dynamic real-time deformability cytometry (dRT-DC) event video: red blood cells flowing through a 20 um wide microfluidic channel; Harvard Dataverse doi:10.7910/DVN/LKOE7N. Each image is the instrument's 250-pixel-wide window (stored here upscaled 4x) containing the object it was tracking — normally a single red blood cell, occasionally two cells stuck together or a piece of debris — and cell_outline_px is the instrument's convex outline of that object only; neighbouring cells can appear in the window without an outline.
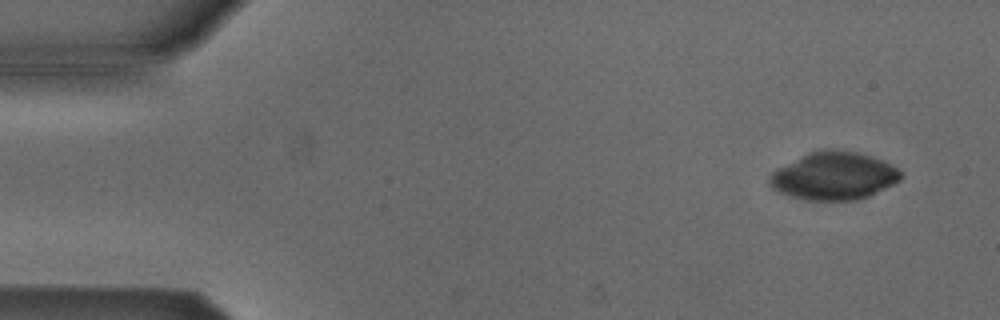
{"species": "Egyptian fruit bat (a non-hibernating species)", "species_latin": "Rousettus aegyptiacus", "temperature_condition": "cold", "stored_images_in_passage": 5, "segment_of_instrument_passage": [1, 2], "camera_frame_rate_fps": 3000, "um_per_image_px": 0.085, "animal": {"sex": "male"}, "frame": {"image": 1, "passage_image": 1, "time_ms": 0.0, "image_size_px": [1000, 320], "cell_outline_px": [[900, 180], [868, 196], [856, 200], [808, 200], [788, 196], [772, 188], [768, 180], [772, 172], [776, 168], [808, 152], [824, 148], [832, 148], [856, 152], [872, 156], [896, 168], [900, 172]], "centroid_in_image_um": [70.81, 14.94], "position_along_channel_um": 14.2, "area_um2": 36.41}}